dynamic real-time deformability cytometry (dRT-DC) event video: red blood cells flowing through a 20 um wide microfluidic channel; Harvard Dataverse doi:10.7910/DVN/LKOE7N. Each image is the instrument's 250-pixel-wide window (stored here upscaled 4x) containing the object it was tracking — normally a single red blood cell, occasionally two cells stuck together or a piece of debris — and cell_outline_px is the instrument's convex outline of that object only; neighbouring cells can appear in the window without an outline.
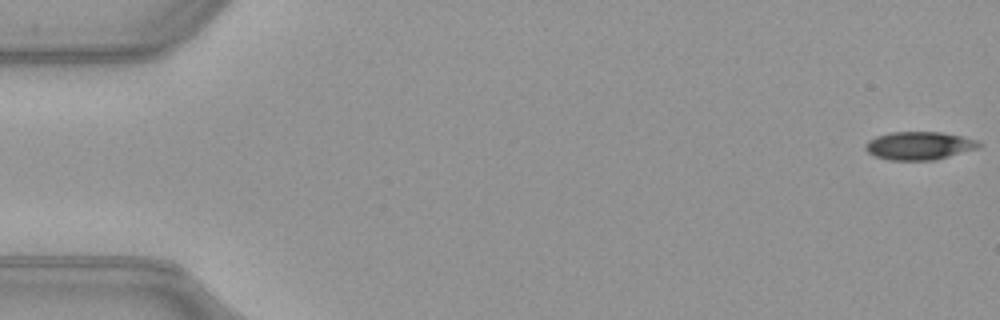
{"species": "common noctule bat (a hibernating species)", "species_latin": "Nyctalus noctula", "temperature_condition": "warm", "stored_images_in_passage": 17, "camera_frame_rate_fps": 3000, "um_per_image_px": 0.085, "animal": {"sex": "female", "body_mass_g": 21.9}, "frame": {"image": 1, "passage_image": 1, "time_ms": 0.0, "image_size_px": [1000, 320], "cell_outline_px": [[984, 144], [980, 148], [932, 160], [888, 160], [876, 156], [868, 152], [864, 148], [864, 144], [868, 140], [876, 136], [892, 132], [940, 132], [960, 136], [976, 140]], "centroid_in_image_um": [78.12, 12.38], "position_along_channel_um": 6.9, "area_um2": 18.55}}
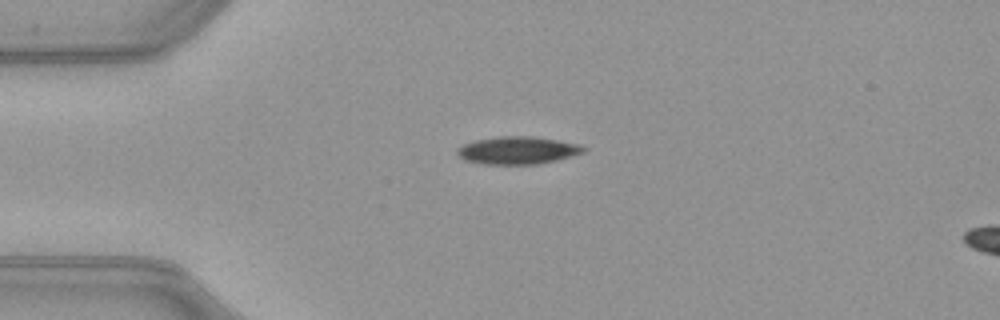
{"frame": {"image": 2, "passage_image": 13, "time_ms": 4.0, "image_size_px": [1000, 320], "cell_outline_px": [[588, 148], [584, 152], [572, 156], [556, 160], [536, 164], [480, 164], [464, 160], [456, 152], [456, 148], [464, 144], [476, 140], [500, 136], [532, 136], [580, 144]], "centroid_in_image_um": [44.0, 12.78], "position_along_channel_um": 41.0, "area_um2": 20.35}}